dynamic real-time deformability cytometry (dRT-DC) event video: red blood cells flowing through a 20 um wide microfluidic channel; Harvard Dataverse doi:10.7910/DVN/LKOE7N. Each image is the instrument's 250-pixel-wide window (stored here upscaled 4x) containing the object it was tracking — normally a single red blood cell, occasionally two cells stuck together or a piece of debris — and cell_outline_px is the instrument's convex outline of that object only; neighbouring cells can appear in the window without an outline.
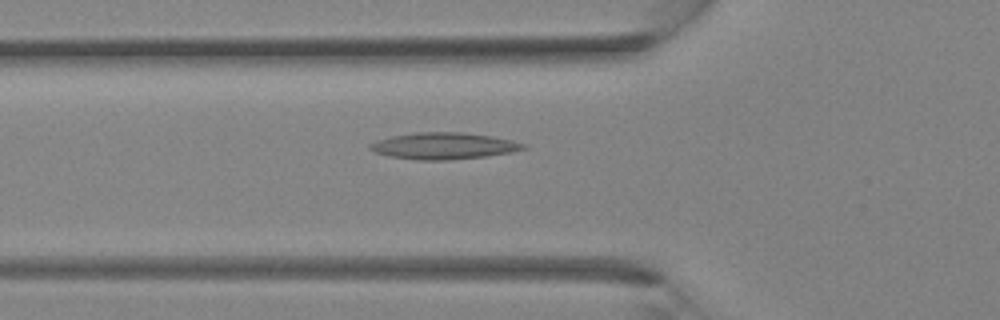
{"species": "Egyptian fruit bat (a non-hibernating species)", "species_latin": "Rousettus aegyptiacus", "temperature_condition": "room temperature", "stored_images_in_passage": 26, "camera_frame_rate_fps": 3000, "um_per_image_px": 0.085, "animal": {"sex": "female"}, "frame": {"image": 1, "passage_image": 2, "time_ms": 0.333, "image_size_px": [1000, 320], "cell_outline_px": [[528, 148], [512, 152], [484, 156], [448, 160], [416, 160], [388, 156], [376, 152], [368, 148], [368, 144], [392, 136], [416, 132], [464, 132], [492, 136], [512, 140], [524, 144]], "centroid_in_image_um": [37.72, 12.4], "position_along_channel_um": 88.1, "area_um2": 23.7}}
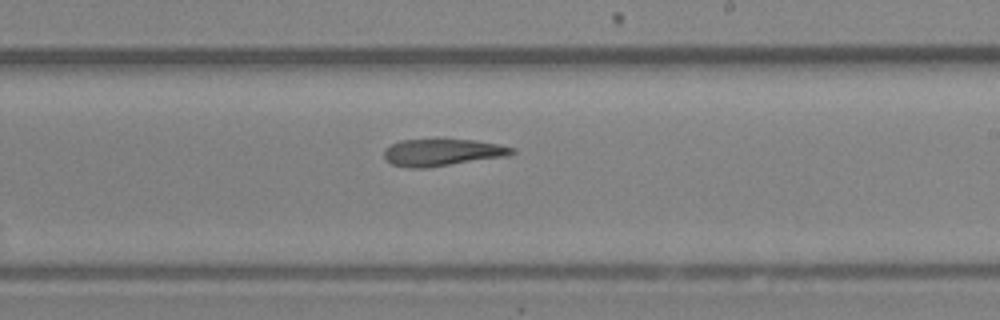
{"frame": {"image": 2, "passage_image": 11, "time_ms": 3.333, "image_size_px": [1000, 320], "cell_outline_px": [[516, 152], [508, 156], [428, 168], [408, 168], [392, 164], [384, 156], [384, 148], [400, 140], [476, 140], [500, 144], [516, 148]], "centroid_in_image_um": [37.64, 12.96], "position_along_channel_um": 251.4, "area_um2": 20.23}}
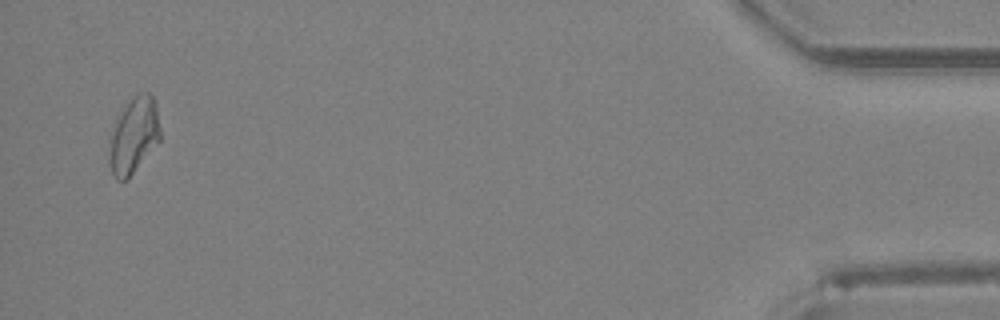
{"frame": {"image": 3, "passage_image": 25, "time_ms": 8.0, "image_size_px": [1000, 320], "cell_outline_px": [[160, 140], [128, 180], [116, 180], [112, 176], [108, 160], [112, 128], [116, 120], [132, 96], [136, 92], [148, 92], [156, 100], [160, 132]], "centroid_in_image_um": [11.37, 11.53], "position_along_channel_um": 423.8, "area_um2": 22.77}}